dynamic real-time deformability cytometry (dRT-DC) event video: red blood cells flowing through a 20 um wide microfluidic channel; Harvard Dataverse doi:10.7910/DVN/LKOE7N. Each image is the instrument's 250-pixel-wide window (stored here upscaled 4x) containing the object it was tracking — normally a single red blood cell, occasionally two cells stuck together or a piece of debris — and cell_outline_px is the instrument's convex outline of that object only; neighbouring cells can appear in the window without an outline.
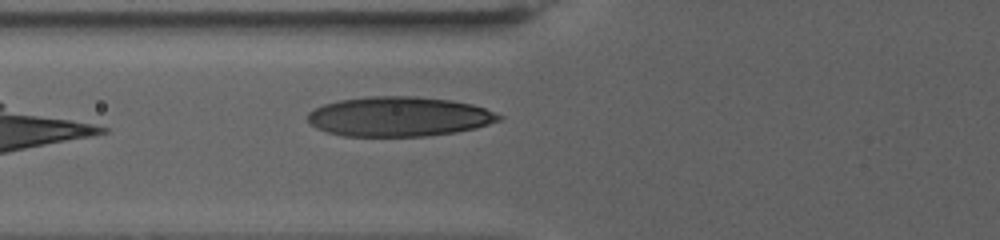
{"species": "human", "species_latin": "Homo sapiens", "temperature_condition": "warm", "stored_images_in_passage": 17, "camera_frame_rate_fps": 3000, "um_per_image_px": 0.085, "donor": {"sex": "female"}, "frame": {"image": 1, "passage_image": 17, "time_ms": 5.333, "image_size_px": [1000, 240], "cell_outline_px": [[504, 116], [500, 120], [476, 128], [456, 132], [424, 136], [344, 136], [328, 132], [316, 128], [308, 120], [308, 112], [324, 104], [340, 100], [368, 96], [412, 96], [452, 100], [472, 104], [496, 112]], "centroid_in_image_um": [33.94, 9.91], "position_along_channel_um": 91.9, "area_um2": 44.22}}